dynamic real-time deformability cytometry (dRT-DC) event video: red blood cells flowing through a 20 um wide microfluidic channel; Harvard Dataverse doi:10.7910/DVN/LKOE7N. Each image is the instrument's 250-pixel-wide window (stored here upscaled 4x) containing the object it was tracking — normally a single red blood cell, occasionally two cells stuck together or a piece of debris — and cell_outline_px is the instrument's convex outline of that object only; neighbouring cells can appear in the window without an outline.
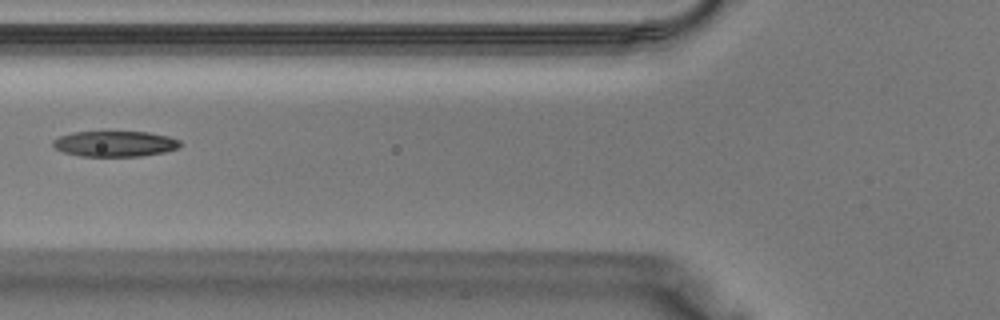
{"species": "Egyptian fruit bat (a non-hibernating species)", "species_latin": "Rousettus aegyptiacus", "temperature_condition": "warm", "stored_images_in_passage": 12, "camera_frame_rate_fps": 3000, "um_per_image_px": 0.085, "animal": {"sex": "male"}, "frame": {"image": 1, "passage_image": 7, "time_ms": 2.0, "image_size_px": [1000, 320], "cell_outline_px": [[184, 144], [180, 148], [164, 152], [140, 156], [80, 156], [64, 152], [56, 148], [52, 144], [52, 140], [60, 136], [72, 132], [148, 132], [168, 136], [180, 140]], "centroid_in_image_um": [9.81, 12.22], "position_along_channel_um": 116.0, "area_um2": 19.07}}
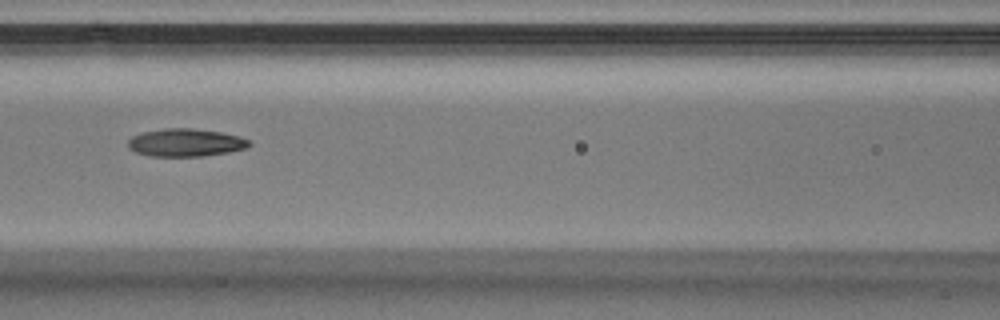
{"frame": {"image": 2, "passage_image": 9, "time_ms": 2.667, "image_size_px": [1000, 320], "cell_outline_px": [[252, 144], [248, 148], [228, 152], [200, 156], [148, 156], [136, 152], [128, 148], [128, 140], [132, 136], [140, 132], [164, 128], [192, 128], [220, 132], [240, 136], [248, 140]], "centroid_in_image_um": [15.76, 12.11], "position_along_channel_um": 150.8, "area_um2": 19.77}}